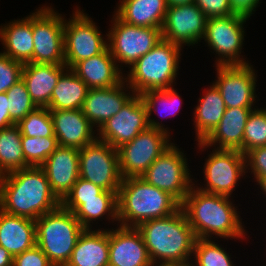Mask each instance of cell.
<instances>
[{
	"mask_svg": "<svg viewBox=\"0 0 266 266\" xmlns=\"http://www.w3.org/2000/svg\"><path fill=\"white\" fill-rule=\"evenodd\" d=\"M61 205L52 192L45 171L28 167L2 175L0 209L5 213L38 219Z\"/></svg>",
	"mask_w": 266,
	"mask_h": 266,
	"instance_id": "1",
	"label": "cell"
},
{
	"mask_svg": "<svg viewBox=\"0 0 266 266\" xmlns=\"http://www.w3.org/2000/svg\"><path fill=\"white\" fill-rule=\"evenodd\" d=\"M197 239L243 238L244 225L229 196L203 192L193 185L181 203ZM210 236V237H209Z\"/></svg>",
	"mask_w": 266,
	"mask_h": 266,
	"instance_id": "2",
	"label": "cell"
},
{
	"mask_svg": "<svg viewBox=\"0 0 266 266\" xmlns=\"http://www.w3.org/2000/svg\"><path fill=\"white\" fill-rule=\"evenodd\" d=\"M136 228L154 265L184 263L193 256L197 238L182 208L168 217L144 221Z\"/></svg>",
	"mask_w": 266,
	"mask_h": 266,
	"instance_id": "3",
	"label": "cell"
},
{
	"mask_svg": "<svg viewBox=\"0 0 266 266\" xmlns=\"http://www.w3.org/2000/svg\"><path fill=\"white\" fill-rule=\"evenodd\" d=\"M181 208V203L170 193L161 190L141 177L122 180L118 192V223L137 227L140 223L168 217Z\"/></svg>",
	"mask_w": 266,
	"mask_h": 266,
	"instance_id": "4",
	"label": "cell"
},
{
	"mask_svg": "<svg viewBox=\"0 0 266 266\" xmlns=\"http://www.w3.org/2000/svg\"><path fill=\"white\" fill-rule=\"evenodd\" d=\"M182 48L162 38L155 47L130 67V72L124 77L126 87L129 86L130 91L139 95L149 90L173 87L180 67Z\"/></svg>",
	"mask_w": 266,
	"mask_h": 266,
	"instance_id": "5",
	"label": "cell"
},
{
	"mask_svg": "<svg viewBox=\"0 0 266 266\" xmlns=\"http://www.w3.org/2000/svg\"><path fill=\"white\" fill-rule=\"evenodd\" d=\"M36 245L53 266H65L85 230L70 210L62 205L35 220Z\"/></svg>",
	"mask_w": 266,
	"mask_h": 266,
	"instance_id": "6",
	"label": "cell"
},
{
	"mask_svg": "<svg viewBox=\"0 0 266 266\" xmlns=\"http://www.w3.org/2000/svg\"><path fill=\"white\" fill-rule=\"evenodd\" d=\"M113 24L107 34L108 48L117 63L132 67L162 39L161 28L142 27L122 21L113 15Z\"/></svg>",
	"mask_w": 266,
	"mask_h": 266,
	"instance_id": "7",
	"label": "cell"
},
{
	"mask_svg": "<svg viewBox=\"0 0 266 266\" xmlns=\"http://www.w3.org/2000/svg\"><path fill=\"white\" fill-rule=\"evenodd\" d=\"M169 134L170 132L160 129L148 128L140 132L132 141L117 148L122 178L140 177L174 144L169 141Z\"/></svg>",
	"mask_w": 266,
	"mask_h": 266,
	"instance_id": "8",
	"label": "cell"
},
{
	"mask_svg": "<svg viewBox=\"0 0 266 266\" xmlns=\"http://www.w3.org/2000/svg\"><path fill=\"white\" fill-rule=\"evenodd\" d=\"M79 165V177L106 191L119 192L123 178L116 148L96 139L79 149Z\"/></svg>",
	"mask_w": 266,
	"mask_h": 266,
	"instance_id": "9",
	"label": "cell"
},
{
	"mask_svg": "<svg viewBox=\"0 0 266 266\" xmlns=\"http://www.w3.org/2000/svg\"><path fill=\"white\" fill-rule=\"evenodd\" d=\"M64 17L47 6L32 13V63L65 64Z\"/></svg>",
	"mask_w": 266,
	"mask_h": 266,
	"instance_id": "10",
	"label": "cell"
},
{
	"mask_svg": "<svg viewBox=\"0 0 266 266\" xmlns=\"http://www.w3.org/2000/svg\"><path fill=\"white\" fill-rule=\"evenodd\" d=\"M187 165L184 153L173 144L140 177L170 193L182 203L191 187L195 185Z\"/></svg>",
	"mask_w": 266,
	"mask_h": 266,
	"instance_id": "11",
	"label": "cell"
},
{
	"mask_svg": "<svg viewBox=\"0 0 266 266\" xmlns=\"http://www.w3.org/2000/svg\"><path fill=\"white\" fill-rule=\"evenodd\" d=\"M246 20L248 18L237 14L207 19L203 39L210 49L218 54L216 65L250 64L239 55L244 44L243 24Z\"/></svg>",
	"mask_w": 266,
	"mask_h": 266,
	"instance_id": "12",
	"label": "cell"
},
{
	"mask_svg": "<svg viewBox=\"0 0 266 266\" xmlns=\"http://www.w3.org/2000/svg\"><path fill=\"white\" fill-rule=\"evenodd\" d=\"M74 13L71 19L64 22V56L68 69L81 60L102 53L108 47L96 23L83 10L77 9Z\"/></svg>",
	"mask_w": 266,
	"mask_h": 266,
	"instance_id": "13",
	"label": "cell"
},
{
	"mask_svg": "<svg viewBox=\"0 0 266 266\" xmlns=\"http://www.w3.org/2000/svg\"><path fill=\"white\" fill-rule=\"evenodd\" d=\"M148 128L146 105L141 95L134 94L116 115L96 129L97 139L117 149Z\"/></svg>",
	"mask_w": 266,
	"mask_h": 266,
	"instance_id": "14",
	"label": "cell"
},
{
	"mask_svg": "<svg viewBox=\"0 0 266 266\" xmlns=\"http://www.w3.org/2000/svg\"><path fill=\"white\" fill-rule=\"evenodd\" d=\"M205 161L204 176L206 187L199 190L211 194L231 196L240 177L245 175V155L238 150L214 149Z\"/></svg>",
	"mask_w": 266,
	"mask_h": 266,
	"instance_id": "15",
	"label": "cell"
},
{
	"mask_svg": "<svg viewBox=\"0 0 266 266\" xmlns=\"http://www.w3.org/2000/svg\"><path fill=\"white\" fill-rule=\"evenodd\" d=\"M207 19L195 3L168 6L162 38L181 47L195 45L204 38Z\"/></svg>",
	"mask_w": 266,
	"mask_h": 266,
	"instance_id": "16",
	"label": "cell"
},
{
	"mask_svg": "<svg viewBox=\"0 0 266 266\" xmlns=\"http://www.w3.org/2000/svg\"><path fill=\"white\" fill-rule=\"evenodd\" d=\"M250 64L216 65L217 80L212 83L220 91L226 108H253L256 100L255 71Z\"/></svg>",
	"mask_w": 266,
	"mask_h": 266,
	"instance_id": "17",
	"label": "cell"
},
{
	"mask_svg": "<svg viewBox=\"0 0 266 266\" xmlns=\"http://www.w3.org/2000/svg\"><path fill=\"white\" fill-rule=\"evenodd\" d=\"M143 237L136 227L109 230L108 266H152Z\"/></svg>",
	"mask_w": 266,
	"mask_h": 266,
	"instance_id": "18",
	"label": "cell"
},
{
	"mask_svg": "<svg viewBox=\"0 0 266 266\" xmlns=\"http://www.w3.org/2000/svg\"><path fill=\"white\" fill-rule=\"evenodd\" d=\"M41 168L52 192L62 201L79 178V149L58 146Z\"/></svg>",
	"mask_w": 266,
	"mask_h": 266,
	"instance_id": "19",
	"label": "cell"
},
{
	"mask_svg": "<svg viewBox=\"0 0 266 266\" xmlns=\"http://www.w3.org/2000/svg\"><path fill=\"white\" fill-rule=\"evenodd\" d=\"M125 79L118 85L107 88L88 89L82 111L86 118L95 127H101L108 119L116 115L125 103L134 95L126 93ZM125 90V92H124Z\"/></svg>",
	"mask_w": 266,
	"mask_h": 266,
	"instance_id": "20",
	"label": "cell"
},
{
	"mask_svg": "<svg viewBox=\"0 0 266 266\" xmlns=\"http://www.w3.org/2000/svg\"><path fill=\"white\" fill-rule=\"evenodd\" d=\"M58 146L81 149L97 139L92 123L82 109L49 110Z\"/></svg>",
	"mask_w": 266,
	"mask_h": 266,
	"instance_id": "21",
	"label": "cell"
},
{
	"mask_svg": "<svg viewBox=\"0 0 266 266\" xmlns=\"http://www.w3.org/2000/svg\"><path fill=\"white\" fill-rule=\"evenodd\" d=\"M254 109L226 108L223 117L212 133L203 142H198L199 148L203 151L204 148L218 145L217 148L214 146L215 149L238 150L242 153L246 121Z\"/></svg>",
	"mask_w": 266,
	"mask_h": 266,
	"instance_id": "22",
	"label": "cell"
},
{
	"mask_svg": "<svg viewBox=\"0 0 266 266\" xmlns=\"http://www.w3.org/2000/svg\"><path fill=\"white\" fill-rule=\"evenodd\" d=\"M71 70L89 89L113 87L124 79L108 47L96 56L77 62Z\"/></svg>",
	"mask_w": 266,
	"mask_h": 266,
	"instance_id": "23",
	"label": "cell"
},
{
	"mask_svg": "<svg viewBox=\"0 0 266 266\" xmlns=\"http://www.w3.org/2000/svg\"><path fill=\"white\" fill-rule=\"evenodd\" d=\"M65 64L25 63L21 78L37 107H47L60 76L66 72Z\"/></svg>",
	"mask_w": 266,
	"mask_h": 266,
	"instance_id": "24",
	"label": "cell"
},
{
	"mask_svg": "<svg viewBox=\"0 0 266 266\" xmlns=\"http://www.w3.org/2000/svg\"><path fill=\"white\" fill-rule=\"evenodd\" d=\"M0 245L13 257L36 246L35 220L0 209Z\"/></svg>",
	"mask_w": 266,
	"mask_h": 266,
	"instance_id": "25",
	"label": "cell"
},
{
	"mask_svg": "<svg viewBox=\"0 0 266 266\" xmlns=\"http://www.w3.org/2000/svg\"><path fill=\"white\" fill-rule=\"evenodd\" d=\"M109 228L85 229L65 266H108Z\"/></svg>",
	"mask_w": 266,
	"mask_h": 266,
	"instance_id": "26",
	"label": "cell"
},
{
	"mask_svg": "<svg viewBox=\"0 0 266 266\" xmlns=\"http://www.w3.org/2000/svg\"><path fill=\"white\" fill-rule=\"evenodd\" d=\"M0 40L4 45L3 54L23 64L33 57L32 14L0 26Z\"/></svg>",
	"mask_w": 266,
	"mask_h": 266,
	"instance_id": "27",
	"label": "cell"
},
{
	"mask_svg": "<svg viewBox=\"0 0 266 266\" xmlns=\"http://www.w3.org/2000/svg\"><path fill=\"white\" fill-rule=\"evenodd\" d=\"M167 8L166 0H122L115 14L131 25L162 28Z\"/></svg>",
	"mask_w": 266,
	"mask_h": 266,
	"instance_id": "28",
	"label": "cell"
},
{
	"mask_svg": "<svg viewBox=\"0 0 266 266\" xmlns=\"http://www.w3.org/2000/svg\"><path fill=\"white\" fill-rule=\"evenodd\" d=\"M206 90L194 112V125L198 142H203L216 128L225 113L226 106L220 91L213 84Z\"/></svg>",
	"mask_w": 266,
	"mask_h": 266,
	"instance_id": "29",
	"label": "cell"
},
{
	"mask_svg": "<svg viewBox=\"0 0 266 266\" xmlns=\"http://www.w3.org/2000/svg\"><path fill=\"white\" fill-rule=\"evenodd\" d=\"M88 89L71 69H67L54 87L47 108L49 110L82 109Z\"/></svg>",
	"mask_w": 266,
	"mask_h": 266,
	"instance_id": "30",
	"label": "cell"
},
{
	"mask_svg": "<svg viewBox=\"0 0 266 266\" xmlns=\"http://www.w3.org/2000/svg\"><path fill=\"white\" fill-rule=\"evenodd\" d=\"M22 135L17 124L0 129V174L25 169Z\"/></svg>",
	"mask_w": 266,
	"mask_h": 266,
	"instance_id": "31",
	"label": "cell"
},
{
	"mask_svg": "<svg viewBox=\"0 0 266 266\" xmlns=\"http://www.w3.org/2000/svg\"><path fill=\"white\" fill-rule=\"evenodd\" d=\"M141 97L147 108L149 128H156V129H160V130L168 132L169 130L167 128H164L162 124H160L158 121L154 119H151V114L153 111L158 112V114L160 113L162 108L159 111L158 104L164 107L163 109H165V111L167 110L168 112L167 116L168 115L175 116L176 113L180 111L179 109L182 104L180 100L181 97L178 95L174 87H169L164 90H149V91L142 93Z\"/></svg>",
	"mask_w": 266,
	"mask_h": 266,
	"instance_id": "32",
	"label": "cell"
},
{
	"mask_svg": "<svg viewBox=\"0 0 266 266\" xmlns=\"http://www.w3.org/2000/svg\"><path fill=\"white\" fill-rule=\"evenodd\" d=\"M91 199H118V192L106 191L79 177L71 191L61 201V205L74 213L83 204V200Z\"/></svg>",
	"mask_w": 266,
	"mask_h": 266,
	"instance_id": "33",
	"label": "cell"
},
{
	"mask_svg": "<svg viewBox=\"0 0 266 266\" xmlns=\"http://www.w3.org/2000/svg\"><path fill=\"white\" fill-rule=\"evenodd\" d=\"M108 212V215H107ZM75 217L85 229H91V222L103 215L111 216L112 221H118V199L83 200V204L74 212ZM93 220V221H92Z\"/></svg>",
	"mask_w": 266,
	"mask_h": 266,
	"instance_id": "34",
	"label": "cell"
},
{
	"mask_svg": "<svg viewBox=\"0 0 266 266\" xmlns=\"http://www.w3.org/2000/svg\"><path fill=\"white\" fill-rule=\"evenodd\" d=\"M21 141L26 168L41 167L58 147L56 137L22 136Z\"/></svg>",
	"mask_w": 266,
	"mask_h": 266,
	"instance_id": "35",
	"label": "cell"
},
{
	"mask_svg": "<svg viewBox=\"0 0 266 266\" xmlns=\"http://www.w3.org/2000/svg\"><path fill=\"white\" fill-rule=\"evenodd\" d=\"M22 136L55 137L53 120L47 107H37L18 124Z\"/></svg>",
	"mask_w": 266,
	"mask_h": 266,
	"instance_id": "36",
	"label": "cell"
},
{
	"mask_svg": "<svg viewBox=\"0 0 266 266\" xmlns=\"http://www.w3.org/2000/svg\"><path fill=\"white\" fill-rule=\"evenodd\" d=\"M266 146V108H257L249 114L242 144V154L253 148Z\"/></svg>",
	"mask_w": 266,
	"mask_h": 266,
	"instance_id": "37",
	"label": "cell"
},
{
	"mask_svg": "<svg viewBox=\"0 0 266 266\" xmlns=\"http://www.w3.org/2000/svg\"><path fill=\"white\" fill-rule=\"evenodd\" d=\"M193 256L196 266H234L225 249L211 239H196Z\"/></svg>",
	"mask_w": 266,
	"mask_h": 266,
	"instance_id": "38",
	"label": "cell"
},
{
	"mask_svg": "<svg viewBox=\"0 0 266 266\" xmlns=\"http://www.w3.org/2000/svg\"><path fill=\"white\" fill-rule=\"evenodd\" d=\"M6 95L8 97L10 119L14 124H18L37 108L22 78L6 92Z\"/></svg>",
	"mask_w": 266,
	"mask_h": 266,
	"instance_id": "39",
	"label": "cell"
},
{
	"mask_svg": "<svg viewBox=\"0 0 266 266\" xmlns=\"http://www.w3.org/2000/svg\"><path fill=\"white\" fill-rule=\"evenodd\" d=\"M23 63L0 53V93L7 92L21 79Z\"/></svg>",
	"mask_w": 266,
	"mask_h": 266,
	"instance_id": "40",
	"label": "cell"
},
{
	"mask_svg": "<svg viewBox=\"0 0 266 266\" xmlns=\"http://www.w3.org/2000/svg\"><path fill=\"white\" fill-rule=\"evenodd\" d=\"M246 168L250 167L255 180L266 176V146L256 147L245 154ZM249 166V167H248Z\"/></svg>",
	"mask_w": 266,
	"mask_h": 266,
	"instance_id": "41",
	"label": "cell"
},
{
	"mask_svg": "<svg viewBox=\"0 0 266 266\" xmlns=\"http://www.w3.org/2000/svg\"><path fill=\"white\" fill-rule=\"evenodd\" d=\"M13 266H53L48 257L36 245L33 248L17 254L13 258Z\"/></svg>",
	"mask_w": 266,
	"mask_h": 266,
	"instance_id": "42",
	"label": "cell"
},
{
	"mask_svg": "<svg viewBox=\"0 0 266 266\" xmlns=\"http://www.w3.org/2000/svg\"><path fill=\"white\" fill-rule=\"evenodd\" d=\"M207 18L233 15L229 0H195Z\"/></svg>",
	"mask_w": 266,
	"mask_h": 266,
	"instance_id": "43",
	"label": "cell"
},
{
	"mask_svg": "<svg viewBox=\"0 0 266 266\" xmlns=\"http://www.w3.org/2000/svg\"><path fill=\"white\" fill-rule=\"evenodd\" d=\"M260 0H229L232 13L250 18Z\"/></svg>",
	"mask_w": 266,
	"mask_h": 266,
	"instance_id": "44",
	"label": "cell"
},
{
	"mask_svg": "<svg viewBox=\"0 0 266 266\" xmlns=\"http://www.w3.org/2000/svg\"><path fill=\"white\" fill-rule=\"evenodd\" d=\"M8 97L6 92L0 93V129L14 125L8 111Z\"/></svg>",
	"mask_w": 266,
	"mask_h": 266,
	"instance_id": "45",
	"label": "cell"
},
{
	"mask_svg": "<svg viewBox=\"0 0 266 266\" xmlns=\"http://www.w3.org/2000/svg\"><path fill=\"white\" fill-rule=\"evenodd\" d=\"M13 256L0 245V266H13Z\"/></svg>",
	"mask_w": 266,
	"mask_h": 266,
	"instance_id": "46",
	"label": "cell"
},
{
	"mask_svg": "<svg viewBox=\"0 0 266 266\" xmlns=\"http://www.w3.org/2000/svg\"><path fill=\"white\" fill-rule=\"evenodd\" d=\"M168 6L194 3L195 0H166Z\"/></svg>",
	"mask_w": 266,
	"mask_h": 266,
	"instance_id": "47",
	"label": "cell"
},
{
	"mask_svg": "<svg viewBox=\"0 0 266 266\" xmlns=\"http://www.w3.org/2000/svg\"><path fill=\"white\" fill-rule=\"evenodd\" d=\"M256 182H258L257 185H260L261 190H262L263 192H265L264 194H266V176H262V177L258 178V179L256 180Z\"/></svg>",
	"mask_w": 266,
	"mask_h": 266,
	"instance_id": "48",
	"label": "cell"
},
{
	"mask_svg": "<svg viewBox=\"0 0 266 266\" xmlns=\"http://www.w3.org/2000/svg\"><path fill=\"white\" fill-rule=\"evenodd\" d=\"M191 262H184V263H177L175 266H194L193 263L190 264ZM196 266V265H195Z\"/></svg>",
	"mask_w": 266,
	"mask_h": 266,
	"instance_id": "49",
	"label": "cell"
},
{
	"mask_svg": "<svg viewBox=\"0 0 266 266\" xmlns=\"http://www.w3.org/2000/svg\"><path fill=\"white\" fill-rule=\"evenodd\" d=\"M152 266H154V264ZM155 266H175V264H159Z\"/></svg>",
	"mask_w": 266,
	"mask_h": 266,
	"instance_id": "50",
	"label": "cell"
}]
</instances>
